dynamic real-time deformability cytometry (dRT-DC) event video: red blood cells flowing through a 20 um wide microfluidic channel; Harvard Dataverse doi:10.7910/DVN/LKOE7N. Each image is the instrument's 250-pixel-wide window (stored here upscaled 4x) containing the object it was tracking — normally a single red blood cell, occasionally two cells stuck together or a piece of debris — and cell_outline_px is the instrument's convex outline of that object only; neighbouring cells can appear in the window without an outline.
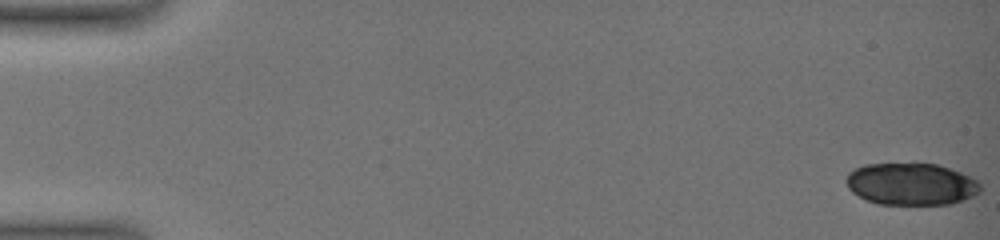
{"species": "common noctule bat (a hibernating species)", "species_latin": "Nyctalus noctula", "temperature_condition": "warm", "stored_images_in_passage": 18, "camera_frame_rate_fps": 3000, "um_per_image_px": 0.085, "animal": {"sex": "female", "body_mass_g": 19.0, "forearm_length_mm": 51.5}, "frame": {"image": 1, "passage_image": 1, "time_ms": 0.0, "image_size_px": [1000, 240], "cell_outline_px": [[980, 192], [964, 200], [952, 204], [876, 204], [852, 192], [848, 188], [844, 180], [848, 172], [864, 164], [916, 160], [936, 164], [972, 176], [980, 184]], "centroid_in_image_um": [77.42, 15.59], "position_along_channel_um": 7.6, "area_um2": 33.93}}
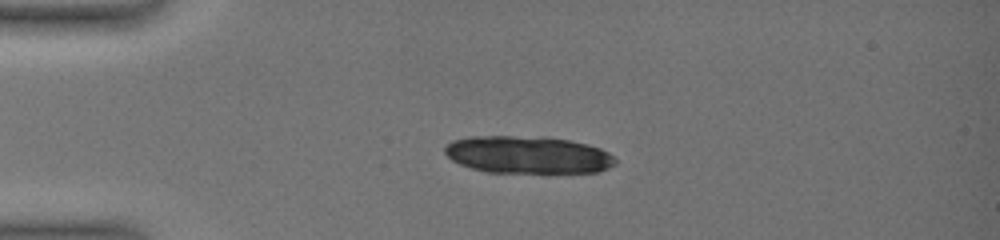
{"frame": {"image": 2, "passage_image": 13, "time_ms": 4.667, "image_size_px": [1000, 240], "cell_outline_px": [[616, 164], [600, 172], [548, 176], [484, 172], [460, 164], [452, 160], [444, 152], [444, 148], [452, 140], [468, 136], [548, 136], [588, 144], [600, 148], [608, 152], [616, 160]], "centroid_in_image_um": [44.92, 13.21], "position_along_channel_um": 40.1, "area_um2": 39.07}}